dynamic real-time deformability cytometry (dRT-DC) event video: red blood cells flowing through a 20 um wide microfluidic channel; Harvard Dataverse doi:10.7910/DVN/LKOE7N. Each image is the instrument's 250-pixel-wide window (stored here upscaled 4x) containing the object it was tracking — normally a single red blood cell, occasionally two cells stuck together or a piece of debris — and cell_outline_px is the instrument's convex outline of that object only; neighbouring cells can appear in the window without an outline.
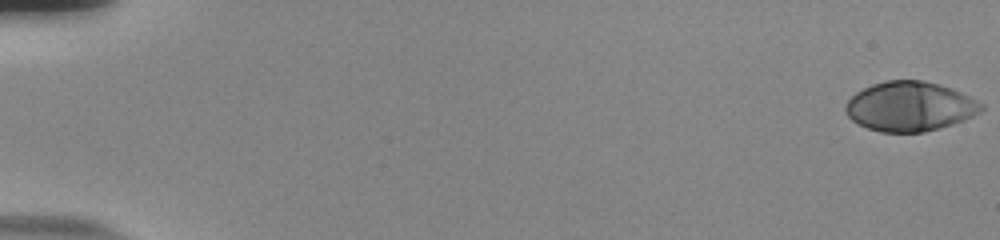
{"species": "human", "species_latin": "Homo sapiens", "temperature_condition": "room temperature", "stored_images_in_passage": 56, "camera_frame_rate_fps": 3000, "um_per_image_px": 0.085, "donor": {"sex": "male"}, "frame": {"image": 1, "passage_image": 1, "time_ms": 0.0, "image_size_px": [1000, 240], "cell_outline_px": [[984, 108], [980, 112], [964, 120], [940, 128], [924, 132], [880, 132], [868, 128], [852, 120], [848, 116], [844, 108], [844, 104], [856, 92], [872, 84], [884, 80], [924, 80], [940, 84], [952, 88], [984, 104]], "centroid_in_image_um": [77.33, 9.04], "position_along_channel_um": 7.7, "area_um2": 39.3}}
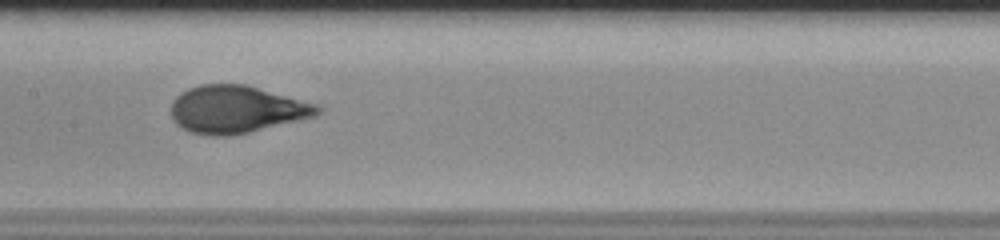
{"frame": {"image": 2, "passage_image": 30, "time_ms": 9.667, "image_size_px": [1000, 240], "cell_outline_px": [[324, 108], [316, 116], [248, 132], [228, 136], [212, 136], [188, 132], [180, 128], [172, 120], [172, 100], [180, 92], [188, 88], [200, 84], [244, 84], [316, 104]], "centroid_in_image_um": [20.05, 9.3], "position_along_channel_um": 187.4, "area_um2": 40.46}}
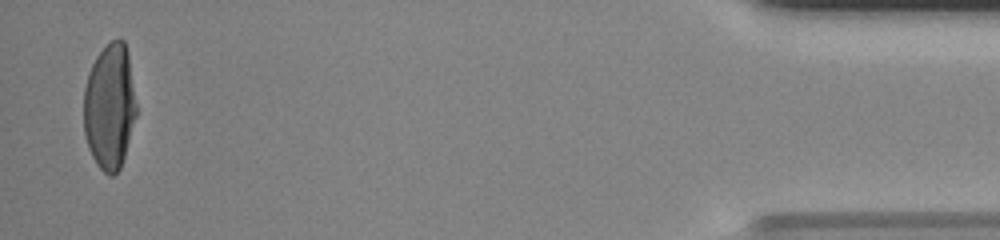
{"frame": {"image": 3, "passage_image": 55, "time_ms": 18.0, "image_size_px": [1000, 240], "cell_outline_px": [[136, 116], [124, 156], [120, 168], [112, 176], [108, 176], [96, 164], [88, 148], [84, 136], [84, 88], [88, 72], [96, 56], [112, 40], [124, 40], [128, 52], [136, 104]], "centroid_in_image_um": [9.3, 9.08], "position_along_channel_um": 425.9, "area_um2": 38.49}, "authors_computed_cell_mechanics": {"area_um2": 39.2462, "velocity_mm_per_s": 3.7726, "shape_relaxation_time_tau1_ms": 5.1425, "shape_relaxation_time_tau2_ms": null, "deformation_change_tau1": 0.246, "deformation_change_tau2": null}}